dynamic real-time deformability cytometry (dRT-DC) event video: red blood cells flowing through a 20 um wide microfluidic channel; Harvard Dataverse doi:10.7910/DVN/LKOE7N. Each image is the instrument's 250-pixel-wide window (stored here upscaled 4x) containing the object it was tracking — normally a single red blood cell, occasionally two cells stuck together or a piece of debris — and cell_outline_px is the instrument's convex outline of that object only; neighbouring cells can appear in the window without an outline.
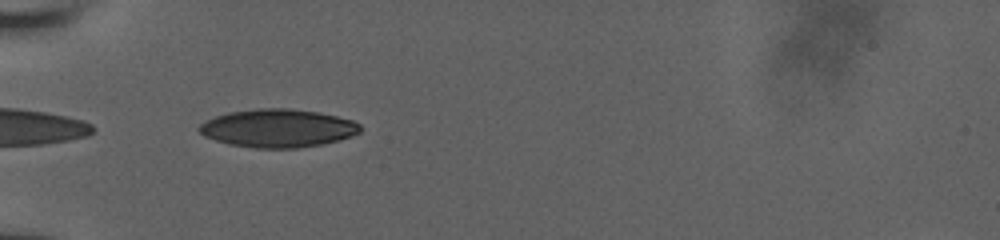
{"species": "human", "species_latin": "Homo sapiens", "temperature_condition": "room temperature", "stored_images_in_passage": 24, "camera_frame_rate_fps": 3000, "um_per_image_px": 0.085, "donor": {"sex": "male"}, "frame": {"image": 1, "passage_image": 2, "time_ms": 0.333, "image_size_px": [1000, 240], "cell_outline_px": [[360, 132], [340, 140], [320, 144], [296, 148], [256, 148], [228, 144], [204, 136], [196, 128], [200, 124], [216, 116], [228, 112], [256, 108], [288, 108], [316, 112], [336, 116], [352, 120], [360, 124]], "centroid_in_image_um": [23.59, 10.89], "position_along_channel_um": 61.4, "area_um2": 35.66}}
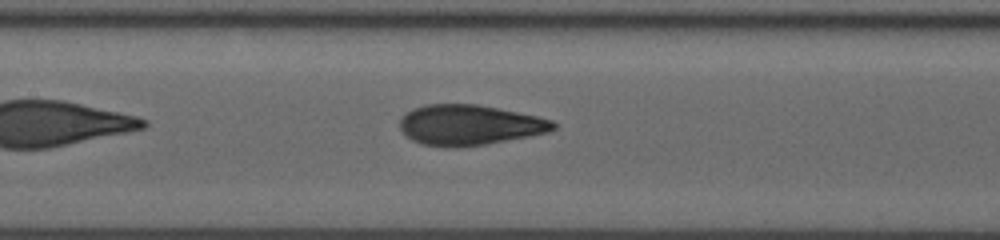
{"frame": {"image": 2, "passage_image": 14, "time_ms": 3.333, "image_size_px": [1000, 240], "cell_outline_px": [[556, 128], [548, 132], [528, 136], [484, 144], [460, 148], [444, 148], [420, 144], [412, 140], [400, 128], [400, 120], [412, 108], [424, 104], [476, 104], [536, 116], [552, 120], [556, 124]], "centroid_in_image_um": [39.87, 10.64], "position_along_channel_um": 167.5, "area_um2": 35.95}}
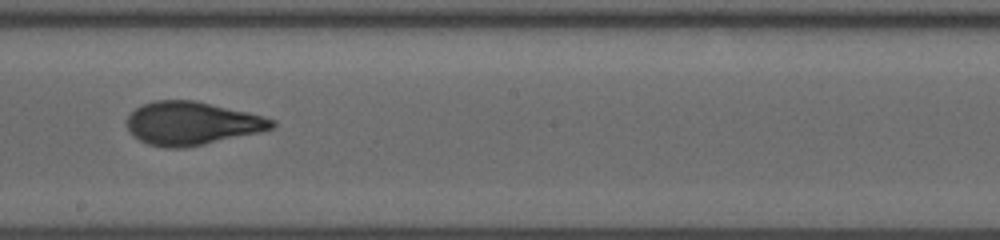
{"frame": {"image": 3, "passage_image": 21, "time_ms": 5.0, "image_size_px": [1000, 240], "cell_outline_px": [[276, 124], [272, 128], [260, 132], [204, 144], [184, 148], [164, 148], [148, 144], [132, 136], [128, 128], [128, 116], [136, 108], [144, 104], [156, 100], [196, 100], [248, 112], [276, 120]], "centroid_in_image_um": [16.31, 10.49], "position_along_channel_um": 231.9, "area_um2": 36.47}}